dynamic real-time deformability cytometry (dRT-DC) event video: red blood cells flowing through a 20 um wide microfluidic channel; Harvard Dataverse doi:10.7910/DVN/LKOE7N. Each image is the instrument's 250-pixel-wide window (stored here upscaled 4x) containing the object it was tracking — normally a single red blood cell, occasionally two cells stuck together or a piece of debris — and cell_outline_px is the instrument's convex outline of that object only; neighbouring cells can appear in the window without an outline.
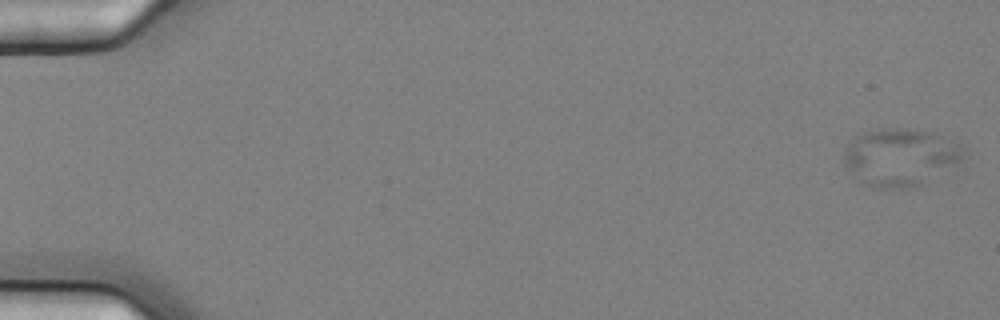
{"species": "common noctule bat (a hibernating species)", "species_latin": "Nyctalus noctula", "temperature_condition": "cold", "stored_images_in_passage": 6, "camera_frame_rate_fps": 3000, "um_per_image_px": 0.085, "animal": {"sex": "female", "body_mass_g": 25.1}, "frame": {"image": 1, "passage_image": 1, "time_ms": 0.0, "image_size_px": [1000, 320], "cell_outline_px": [[968, 156], [920, 184], [900, 188], [872, 188], [856, 184], [840, 160], [844, 152], [852, 140], [856, 136], [864, 132], [880, 128], [916, 128], [932, 132], [964, 144]], "centroid_in_image_um": [76.46, 13.35], "position_along_channel_um": 8.5, "area_um2": 40.98}}
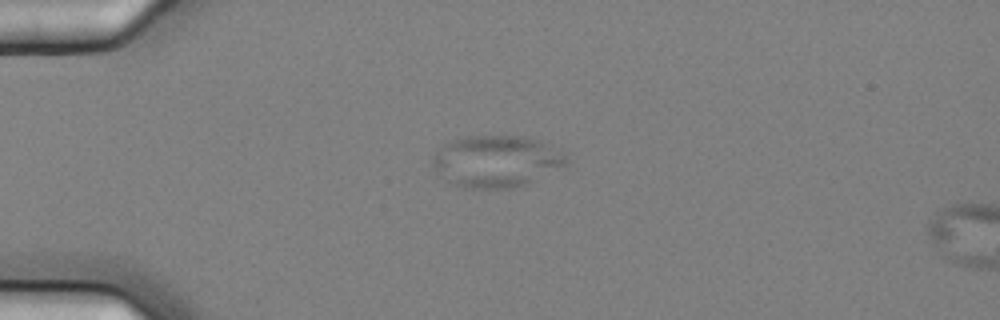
{"frame": {"image": 2, "passage_image": 5, "time_ms": 1.333, "image_size_px": [1000, 320], "cell_outline_px": [[568, 160], [564, 164], [524, 184], [512, 188], [464, 188], [448, 184], [432, 164], [432, 160], [436, 152], [444, 144], [456, 136], [528, 136], [552, 144], [560, 148]], "centroid_in_image_um": [42.14, 13.68], "position_along_channel_um": 42.9, "area_um2": 40.34}}